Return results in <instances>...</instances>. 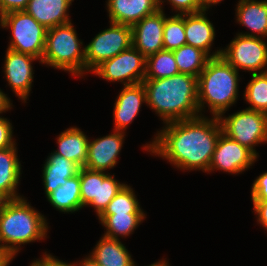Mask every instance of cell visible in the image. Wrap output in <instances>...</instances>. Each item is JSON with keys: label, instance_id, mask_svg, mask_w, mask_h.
Returning a JSON list of instances; mask_svg holds the SVG:
<instances>
[{"label": "cell", "instance_id": "obj_6", "mask_svg": "<svg viewBox=\"0 0 267 266\" xmlns=\"http://www.w3.org/2000/svg\"><path fill=\"white\" fill-rule=\"evenodd\" d=\"M0 28L10 29L8 49L43 58L47 28L26 11H13L0 17Z\"/></svg>", "mask_w": 267, "mask_h": 266}, {"label": "cell", "instance_id": "obj_29", "mask_svg": "<svg viewBox=\"0 0 267 266\" xmlns=\"http://www.w3.org/2000/svg\"><path fill=\"white\" fill-rule=\"evenodd\" d=\"M244 90V100L250 105L246 108L267 114V72L251 74Z\"/></svg>", "mask_w": 267, "mask_h": 266}, {"label": "cell", "instance_id": "obj_22", "mask_svg": "<svg viewBox=\"0 0 267 266\" xmlns=\"http://www.w3.org/2000/svg\"><path fill=\"white\" fill-rule=\"evenodd\" d=\"M89 139L80 128H67L56 138L58 148L53 153L74 161L82 168L87 160Z\"/></svg>", "mask_w": 267, "mask_h": 266}, {"label": "cell", "instance_id": "obj_5", "mask_svg": "<svg viewBox=\"0 0 267 266\" xmlns=\"http://www.w3.org/2000/svg\"><path fill=\"white\" fill-rule=\"evenodd\" d=\"M77 35L71 22L48 28L41 64L84 78L85 46Z\"/></svg>", "mask_w": 267, "mask_h": 266}, {"label": "cell", "instance_id": "obj_39", "mask_svg": "<svg viewBox=\"0 0 267 266\" xmlns=\"http://www.w3.org/2000/svg\"><path fill=\"white\" fill-rule=\"evenodd\" d=\"M8 97L7 94L4 93L3 90L0 89V114L8 112L13 107V103Z\"/></svg>", "mask_w": 267, "mask_h": 266}, {"label": "cell", "instance_id": "obj_43", "mask_svg": "<svg viewBox=\"0 0 267 266\" xmlns=\"http://www.w3.org/2000/svg\"><path fill=\"white\" fill-rule=\"evenodd\" d=\"M134 266H137L136 263ZM149 266H170V265L169 262L166 260V258L165 259L162 258L161 260L154 262Z\"/></svg>", "mask_w": 267, "mask_h": 266}, {"label": "cell", "instance_id": "obj_38", "mask_svg": "<svg viewBox=\"0 0 267 266\" xmlns=\"http://www.w3.org/2000/svg\"><path fill=\"white\" fill-rule=\"evenodd\" d=\"M46 252L40 259L33 260L29 266H56V256Z\"/></svg>", "mask_w": 267, "mask_h": 266}, {"label": "cell", "instance_id": "obj_42", "mask_svg": "<svg viewBox=\"0 0 267 266\" xmlns=\"http://www.w3.org/2000/svg\"><path fill=\"white\" fill-rule=\"evenodd\" d=\"M221 1L223 0H198L200 6L204 9V10H209L210 7H212V5H217L219 3H221Z\"/></svg>", "mask_w": 267, "mask_h": 266}, {"label": "cell", "instance_id": "obj_16", "mask_svg": "<svg viewBox=\"0 0 267 266\" xmlns=\"http://www.w3.org/2000/svg\"><path fill=\"white\" fill-rule=\"evenodd\" d=\"M207 10L198 13L184 14L186 44L205 51L211 58L219 57L222 49L212 51L216 37L213 23L206 16Z\"/></svg>", "mask_w": 267, "mask_h": 266}, {"label": "cell", "instance_id": "obj_2", "mask_svg": "<svg viewBox=\"0 0 267 266\" xmlns=\"http://www.w3.org/2000/svg\"><path fill=\"white\" fill-rule=\"evenodd\" d=\"M147 107L163 124L200 116L197 77L178 73L160 79H144Z\"/></svg>", "mask_w": 267, "mask_h": 266}, {"label": "cell", "instance_id": "obj_14", "mask_svg": "<svg viewBox=\"0 0 267 266\" xmlns=\"http://www.w3.org/2000/svg\"><path fill=\"white\" fill-rule=\"evenodd\" d=\"M165 12L159 9L132 26V45L145 57L164 50Z\"/></svg>", "mask_w": 267, "mask_h": 266}, {"label": "cell", "instance_id": "obj_31", "mask_svg": "<svg viewBox=\"0 0 267 266\" xmlns=\"http://www.w3.org/2000/svg\"><path fill=\"white\" fill-rule=\"evenodd\" d=\"M184 44H186L184 14L166 17L163 30L164 50L173 51Z\"/></svg>", "mask_w": 267, "mask_h": 266}, {"label": "cell", "instance_id": "obj_8", "mask_svg": "<svg viewBox=\"0 0 267 266\" xmlns=\"http://www.w3.org/2000/svg\"><path fill=\"white\" fill-rule=\"evenodd\" d=\"M132 46V27L110 22L85 45V74Z\"/></svg>", "mask_w": 267, "mask_h": 266}, {"label": "cell", "instance_id": "obj_1", "mask_svg": "<svg viewBox=\"0 0 267 266\" xmlns=\"http://www.w3.org/2000/svg\"><path fill=\"white\" fill-rule=\"evenodd\" d=\"M222 133L218 117L198 116L164 124L152 141L142 146L152 156L166 159L184 172L201 170L208 173Z\"/></svg>", "mask_w": 267, "mask_h": 266}, {"label": "cell", "instance_id": "obj_33", "mask_svg": "<svg viewBox=\"0 0 267 266\" xmlns=\"http://www.w3.org/2000/svg\"><path fill=\"white\" fill-rule=\"evenodd\" d=\"M164 2L169 3L171 5V10H175L174 13L181 14H189V13H198L203 11L204 9L200 6L198 0H159V7L163 10Z\"/></svg>", "mask_w": 267, "mask_h": 266}, {"label": "cell", "instance_id": "obj_13", "mask_svg": "<svg viewBox=\"0 0 267 266\" xmlns=\"http://www.w3.org/2000/svg\"><path fill=\"white\" fill-rule=\"evenodd\" d=\"M106 136L89 139L87 160L84 168L106 172L116 167L125 140V132L113 130Z\"/></svg>", "mask_w": 267, "mask_h": 266}, {"label": "cell", "instance_id": "obj_19", "mask_svg": "<svg viewBox=\"0 0 267 266\" xmlns=\"http://www.w3.org/2000/svg\"><path fill=\"white\" fill-rule=\"evenodd\" d=\"M74 0H29L24 11L47 29L71 22L69 8Z\"/></svg>", "mask_w": 267, "mask_h": 266}, {"label": "cell", "instance_id": "obj_18", "mask_svg": "<svg viewBox=\"0 0 267 266\" xmlns=\"http://www.w3.org/2000/svg\"><path fill=\"white\" fill-rule=\"evenodd\" d=\"M236 22L251 32L237 34L249 37H267V0H239L235 8Z\"/></svg>", "mask_w": 267, "mask_h": 266}, {"label": "cell", "instance_id": "obj_12", "mask_svg": "<svg viewBox=\"0 0 267 266\" xmlns=\"http://www.w3.org/2000/svg\"><path fill=\"white\" fill-rule=\"evenodd\" d=\"M3 66L4 77L12 92L23 103H27L34 79L32 66L34 61L41 63L40 59L25 53H19L7 48Z\"/></svg>", "mask_w": 267, "mask_h": 266}, {"label": "cell", "instance_id": "obj_30", "mask_svg": "<svg viewBox=\"0 0 267 266\" xmlns=\"http://www.w3.org/2000/svg\"><path fill=\"white\" fill-rule=\"evenodd\" d=\"M139 203L132 186L126 184L101 214L145 213Z\"/></svg>", "mask_w": 267, "mask_h": 266}, {"label": "cell", "instance_id": "obj_25", "mask_svg": "<svg viewBox=\"0 0 267 266\" xmlns=\"http://www.w3.org/2000/svg\"><path fill=\"white\" fill-rule=\"evenodd\" d=\"M48 202L59 212L75 213L84 208L80 199V176L75 175L66 180V183L59 186L47 197Z\"/></svg>", "mask_w": 267, "mask_h": 266}, {"label": "cell", "instance_id": "obj_34", "mask_svg": "<svg viewBox=\"0 0 267 266\" xmlns=\"http://www.w3.org/2000/svg\"><path fill=\"white\" fill-rule=\"evenodd\" d=\"M13 126L10 119L0 116V150L17 144L13 137Z\"/></svg>", "mask_w": 267, "mask_h": 266}, {"label": "cell", "instance_id": "obj_21", "mask_svg": "<svg viewBox=\"0 0 267 266\" xmlns=\"http://www.w3.org/2000/svg\"><path fill=\"white\" fill-rule=\"evenodd\" d=\"M42 169V181L45 189V196L55 191L59 186L66 183V180L79 173L80 166L63 156L51 152L44 161Z\"/></svg>", "mask_w": 267, "mask_h": 266}, {"label": "cell", "instance_id": "obj_36", "mask_svg": "<svg viewBox=\"0 0 267 266\" xmlns=\"http://www.w3.org/2000/svg\"><path fill=\"white\" fill-rule=\"evenodd\" d=\"M29 0H0V17L13 11H23L26 9Z\"/></svg>", "mask_w": 267, "mask_h": 266}, {"label": "cell", "instance_id": "obj_40", "mask_svg": "<svg viewBox=\"0 0 267 266\" xmlns=\"http://www.w3.org/2000/svg\"><path fill=\"white\" fill-rule=\"evenodd\" d=\"M15 257L0 244V266H9Z\"/></svg>", "mask_w": 267, "mask_h": 266}, {"label": "cell", "instance_id": "obj_15", "mask_svg": "<svg viewBox=\"0 0 267 266\" xmlns=\"http://www.w3.org/2000/svg\"><path fill=\"white\" fill-rule=\"evenodd\" d=\"M121 90L114 103L113 130L126 133L128 125L139 115L143 103H147L146 90L143 83L123 86Z\"/></svg>", "mask_w": 267, "mask_h": 266}, {"label": "cell", "instance_id": "obj_11", "mask_svg": "<svg viewBox=\"0 0 267 266\" xmlns=\"http://www.w3.org/2000/svg\"><path fill=\"white\" fill-rule=\"evenodd\" d=\"M258 157L247 147L221 134L213 153L208 173L216 170L241 174L253 166Z\"/></svg>", "mask_w": 267, "mask_h": 266}, {"label": "cell", "instance_id": "obj_7", "mask_svg": "<svg viewBox=\"0 0 267 266\" xmlns=\"http://www.w3.org/2000/svg\"><path fill=\"white\" fill-rule=\"evenodd\" d=\"M218 118L223 134L259 157L255 147L267 143L266 113L245 108L227 117L222 113Z\"/></svg>", "mask_w": 267, "mask_h": 266}, {"label": "cell", "instance_id": "obj_3", "mask_svg": "<svg viewBox=\"0 0 267 266\" xmlns=\"http://www.w3.org/2000/svg\"><path fill=\"white\" fill-rule=\"evenodd\" d=\"M27 201L25 197L5 200L0 209V244L14 257L22 245L44 241L48 235L46 217Z\"/></svg>", "mask_w": 267, "mask_h": 266}, {"label": "cell", "instance_id": "obj_20", "mask_svg": "<svg viewBox=\"0 0 267 266\" xmlns=\"http://www.w3.org/2000/svg\"><path fill=\"white\" fill-rule=\"evenodd\" d=\"M17 153L16 144L0 150V196L5 200L24 197L17 191L22 176V165Z\"/></svg>", "mask_w": 267, "mask_h": 266}, {"label": "cell", "instance_id": "obj_37", "mask_svg": "<svg viewBox=\"0 0 267 266\" xmlns=\"http://www.w3.org/2000/svg\"><path fill=\"white\" fill-rule=\"evenodd\" d=\"M253 203V212L256 214L257 223L267 232V201L251 200Z\"/></svg>", "mask_w": 267, "mask_h": 266}, {"label": "cell", "instance_id": "obj_45", "mask_svg": "<svg viewBox=\"0 0 267 266\" xmlns=\"http://www.w3.org/2000/svg\"><path fill=\"white\" fill-rule=\"evenodd\" d=\"M4 201H5V199L2 196H0V209H1V206H2Z\"/></svg>", "mask_w": 267, "mask_h": 266}, {"label": "cell", "instance_id": "obj_32", "mask_svg": "<svg viewBox=\"0 0 267 266\" xmlns=\"http://www.w3.org/2000/svg\"><path fill=\"white\" fill-rule=\"evenodd\" d=\"M78 174L80 176V199L82 206L86 207L92 200H97L98 171L82 167Z\"/></svg>", "mask_w": 267, "mask_h": 266}, {"label": "cell", "instance_id": "obj_24", "mask_svg": "<svg viewBox=\"0 0 267 266\" xmlns=\"http://www.w3.org/2000/svg\"><path fill=\"white\" fill-rule=\"evenodd\" d=\"M145 213L100 214L98 220L106 229L103 236L111 239L128 237L146 219Z\"/></svg>", "mask_w": 267, "mask_h": 266}, {"label": "cell", "instance_id": "obj_44", "mask_svg": "<svg viewBox=\"0 0 267 266\" xmlns=\"http://www.w3.org/2000/svg\"><path fill=\"white\" fill-rule=\"evenodd\" d=\"M56 266H69L65 261L56 258Z\"/></svg>", "mask_w": 267, "mask_h": 266}, {"label": "cell", "instance_id": "obj_26", "mask_svg": "<svg viewBox=\"0 0 267 266\" xmlns=\"http://www.w3.org/2000/svg\"><path fill=\"white\" fill-rule=\"evenodd\" d=\"M179 73L190 74L199 77L211 57L203 50L184 44L173 50Z\"/></svg>", "mask_w": 267, "mask_h": 266}, {"label": "cell", "instance_id": "obj_41", "mask_svg": "<svg viewBox=\"0 0 267 266\" xmlns=\"http://www.w3.org/2000/svg\"><path fill=\"white\" fill-rule=\"evenodd\" d=\"M69 266H100L89 254L88 256H85L84 259L68 263Z\"/></svg>", "mask_w": 267, "mask_h": 266}, {"label": "cell", "instance_id": "obj_17", "mask_svg": "<svg viewBox=\"0 0 267 266\" xmlns=\"http://www.w3.org/2000/svg\"><path fill=\"white\" fill-rule=\"evenodd\" d=\"M109 23L133 26L160 9L159 0H107Z\"/></svg>", "mask_w": 267, "mask_h": 266}, {"label": "cell", "instance_id": "obj_23", "mask_svg": "<svg viewBox=\"0 0 267 266\" xmlns=\"http://www.w3.org/2000/svg\"><path fill=\"white\" fill-rule=\"evenodd\" d=\"M91 252V257L100 266L135 265V261L134 259H132V255L119 239H111L105 236H101Z\"/></svg>", "mask_w": 267, "mask_h": 266}, {"label": "cell", "instance_id": "obj_35", "mask_svg": "<svg viewBox=\"0 0 267 266\" xmlns=\"http://www.w3.org/2000/svg\"><path fill=\"white\" fill-rule=\"evenodd\" d=\"M251 200L267 201V171L257 176L253 181Z\"/></svg>", "mask_w": 267, "mask_h": 266}, {"label": "cell", "instance_id": "obj_28", "mask_svg": "<svg viewBox=\"0 0 267 266\" xmlns=\"http://www.w3.org/2000/svg\"><path fill=\"white\" fill-rule=\"evenodd\" d=\"M115 174L98 171L97 200H92L86 207H93L99 216L115 197V195L126 185L117 180Z\"/></svg>", "mask_w": 267, "mask_h": 266}, {"label": "cell", "instance_id": "obj_27", "mask_svg": "<svg viewBox=\"0 0 267 266\" xmlns=\"http://www.w3.org/2000/svg\"><path fill=\"white\" fill-rule=\"evenodd\" d=\"M179 73L173 51L161 50L146 58L144 79H160Z\"/></svg>", "mask_w": 267, "mask_h": 266}, {"label": "cell", "instance_id": "obj_10", "mask_svg": "<svg viewBox=\"0 0 267 266\" xmlns=\"http://www.w3.org/2000/svg\"><path fill=\"white\" fill-rule=\"evenodd\" d=\"M146 72V58L132 45L111 59L103 61L92 73L109 82L123 86L142 83Z\"/></svg>", "mask_w": 267, "mask_h": 266}, {"label": "cell", "instance_id": "obj_4", "mask_svg": "<svg viewBox=\"0 0 267 266\" xmlns=\"http://www.w3.org/2000/svg\"><path fill=\"white\" fill-rule=\"evenodd\" d=\"M240 79L239 72L221 56L211 58L197 78L200 116H205V107L211 116L219 117L235 105Z\"/></svg>", "mask_w": 267, "mask_h": 266}, {"label": "cell", "instance_id": "obj_9", "mask_svg": "<svg viewBox=\"0 0 267 266\" xmlns=\"http://www.w3.org/2000/svg\"><path fill=\"white\" fill-rule=\"evenodd\" d=\"M264 40L266 39L236 34L228 46L222 48L220 56L238 72H267V42Z\"/></svg>", "mask_w": 267, "mask_h": 266}]
</instances>
